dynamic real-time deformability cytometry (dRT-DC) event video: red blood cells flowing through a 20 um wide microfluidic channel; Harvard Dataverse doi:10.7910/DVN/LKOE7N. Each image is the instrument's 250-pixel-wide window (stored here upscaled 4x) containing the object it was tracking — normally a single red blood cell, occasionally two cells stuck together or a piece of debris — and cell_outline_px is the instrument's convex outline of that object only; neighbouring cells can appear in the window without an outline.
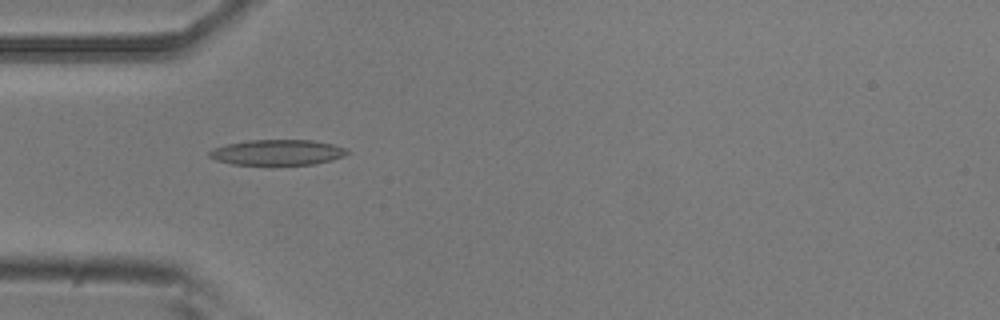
{"species": "common noctule bat (a hibernating species)", "species_latin": "Nyctalus noctula", "temperature_condition": "room temperature", "stored_images_in_passage": 53, "camera_frame_rate_fps": 3000, "um_per_image_px": 0.085, "animal": {"sex": "male", "body_mass_g": 20.5, "forearm_length_mm": 52.5}, "frame": {"image": 1, "passage_image": 16, "time_ms": 5.0, "image_size_px": [1000, 320], "cell_outline_px": [[352, 152], [344, 156], [332, 160], [312, 164], [232, 164], [216, 160], [208, 156], [208, 152], [212, 148], [228, 144], [248, 140], [312, 140], [332, 144], [344, 148]], "centroid_in_image_um": [23.58, 12.94], "position_along_channel_um": 61.4, "area_um2": 20.35}}
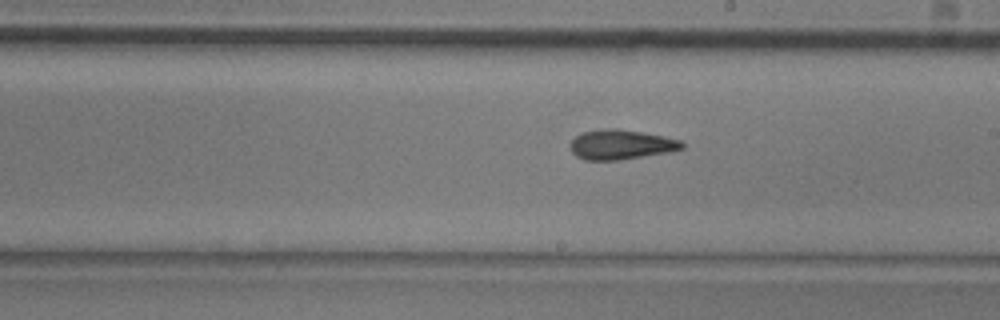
{"frame": {"image": 2, "passage_image": 30, "time_ms": 9.667, "image_size_px": [1000, 320], "cell_outline_px": [[684, 148], [672, 152], [620, 160], [584, 160], [576, 156], [572, 152], [568, 144], [580, 132], [608, 128], [616, 128], [664, 136], [680, 140], [684, 144]], "centroid_in_image_um": [52.77, 12.3], "position_along_channel_um": 236.2, "area_um2": 19.59}}
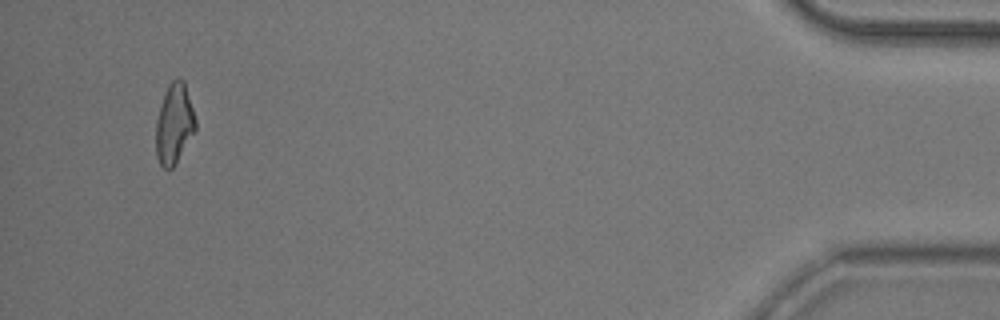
{"frame": {"image": 3, "passage_image": 51, "time_ms": 16.667, "image_size_px": [1000, 320], "cell_outline_px": [[196, 128], [172, 168], [164, 168], [160, 164], [156, 156], [156, 120], [168, 84], [176, 76], [184, 80], [196, 120]], "centroid_in_image_um": [14.8, 10.48], "position_along_channel_um": 420.4, "area_um2": 18.15}, "authors_computed_cell_mechanics": {"area_um2": 18.9584, "velocity_mm_per_s": 3.7521, "shape_relaxation_time_tau1_ms": 11.1045, "shape_relaxation_time_tau2_ms": 3.8246, "deformation_change_tau1": 0.2499, "deformation_change_tau2": 0.1329}}